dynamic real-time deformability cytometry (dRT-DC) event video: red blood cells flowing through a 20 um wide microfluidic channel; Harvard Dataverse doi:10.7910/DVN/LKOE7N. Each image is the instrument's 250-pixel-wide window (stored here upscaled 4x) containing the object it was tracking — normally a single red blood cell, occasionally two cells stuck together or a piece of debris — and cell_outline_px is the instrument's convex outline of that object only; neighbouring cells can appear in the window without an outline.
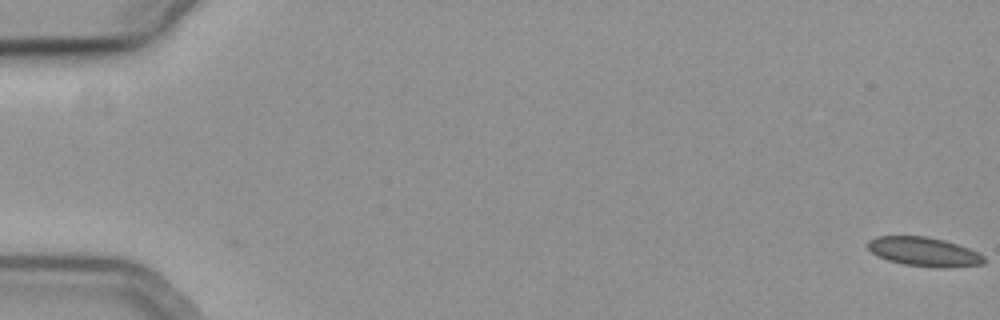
{"species": "common noctule bat (a hibernating species)", "species_latin": "Nyctalus noctula", "temperature_condition": "cold", "stored_images_in_passage": 2, "camera_frame_rate_fps": 3000, "um_per_image_px": 0.085, "animal": {"sex": "female", "body_mass_g": 19.3, "forearm_length_mm": 54.1}, "frame": {"image": 1, "passage_image": 2, "time_ms": 0.333, "image_size_px": [1000, 320], "cell_outline_px": [[984, 264], [948, 268], [940, 268], [904, 264], [888, 260], [872, 252], [868, 248], [868, 240], [876, 236], [928, 236], [944, 240], [968, 248], [984, 256]], "centroid_in_image_um": [78.55, 21.4], "position_along_channel_um": 6.5, "area_um2": 19.59}}